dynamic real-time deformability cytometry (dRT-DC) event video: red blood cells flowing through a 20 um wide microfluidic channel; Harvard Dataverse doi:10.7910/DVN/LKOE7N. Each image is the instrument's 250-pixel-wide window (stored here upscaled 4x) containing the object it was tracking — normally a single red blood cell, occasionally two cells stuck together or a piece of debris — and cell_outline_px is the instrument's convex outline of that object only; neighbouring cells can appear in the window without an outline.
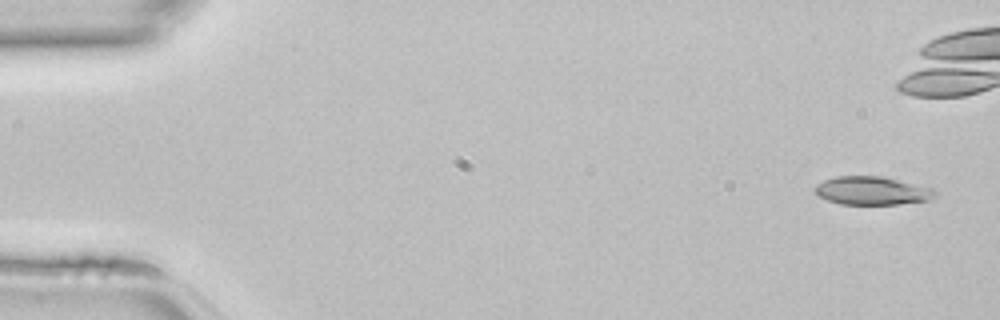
{"species": "common noctule bat (a hibernating species)", "species_latin": "Nyctalus noctula", "temperature_condition": "room temperature", "stored_images_in_passage": 45, "camera_frame_rate_fps": 3000, "um_per_image_px": 0.085, "animal": {"sex": "female", "body_mass_g": 22.7, "forearm_length_mm": 54.2}, "frame": {"image": 1, "passage_image": 1, "time_ms": 0.0, "image_size_px": [1000, 320], "cell_outline_px": [[936, 196], [928, 200], [896, 204], [840, 204], [828, 200], [820, 196], [816, 192], [816, 184], [824, 180], [836, 176], [884, 176], [932, 188], [936, 192]], "centroid_in_image_um": [74.14, 16.2], "position_along_channel_um": 10.9, "area_um2": 19.65}}
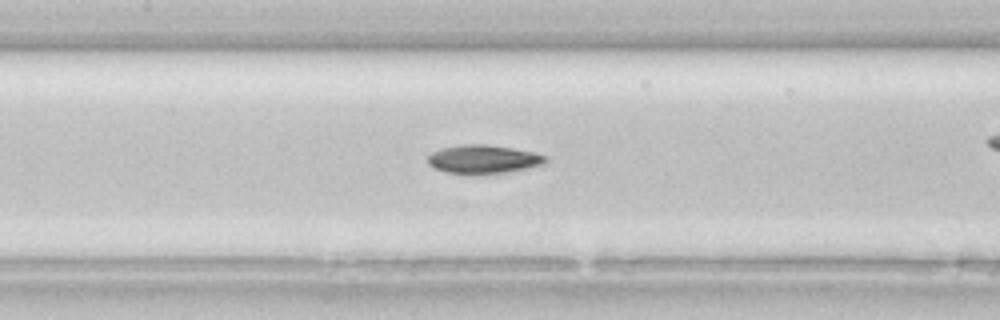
{"frame": {"image": 2, "passage_image": 20, "time_ms": 6.333, "image_size_px": [1000, 320], "cell_outline_px": [[548, 160], [544, 164], [508, 172], [472, 176], [468, 176], [444, 172], [428, 164], [428, 156], [432, 152], [440, 148], [460, 144], [488, 144], [512, 148], [532, 152], [548, 156]], "centroid_in_image_um": [41.05, 13.56], "position_along_channel_um": 166.3, "area_um2": 20.17}}